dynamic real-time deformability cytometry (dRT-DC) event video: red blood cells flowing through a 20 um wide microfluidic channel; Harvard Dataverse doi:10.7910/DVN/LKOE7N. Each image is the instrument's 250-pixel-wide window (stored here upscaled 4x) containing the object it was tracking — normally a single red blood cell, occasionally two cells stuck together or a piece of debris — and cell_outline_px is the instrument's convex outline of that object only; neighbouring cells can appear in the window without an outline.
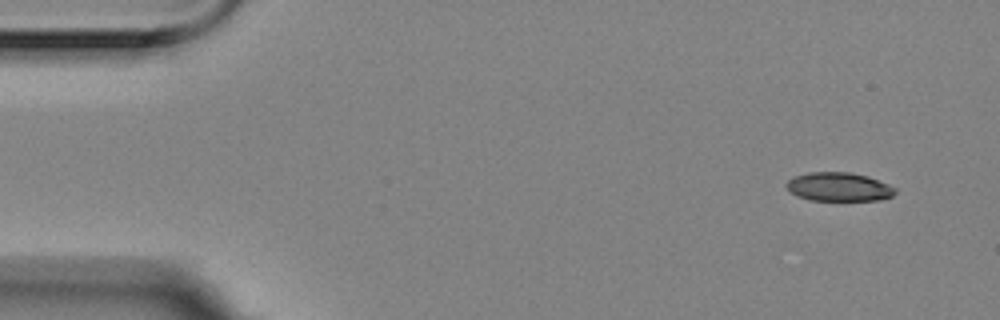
{"species": "Egyptian fruit bat (a non-hibernating species)", "species_latin": "Rousettus aegyptiacus", "temperature_condition": "room temperature", "stored_images_in_passage": 4, "camera_frame_rate_fps": 3000, "um_per_image_px": 0.085, "animal": {"sex": "female"}, "frame": {"image": 1, "passage_image": 1, "time_ms": 0.0, "image_size_px": [1000, 320], "cell_outline_px": [[896, 192], [892, 196], [880, 200], [808, 200], [796, 196], [784, 184], [792, 176], [808, 172], [848, 172], [868, 176], [888, 184], [896, 188]], "centroid_in_image_um": [71.28, 15.88], "position_along_channel_um": 13.7, "area_um2": 18.32}}
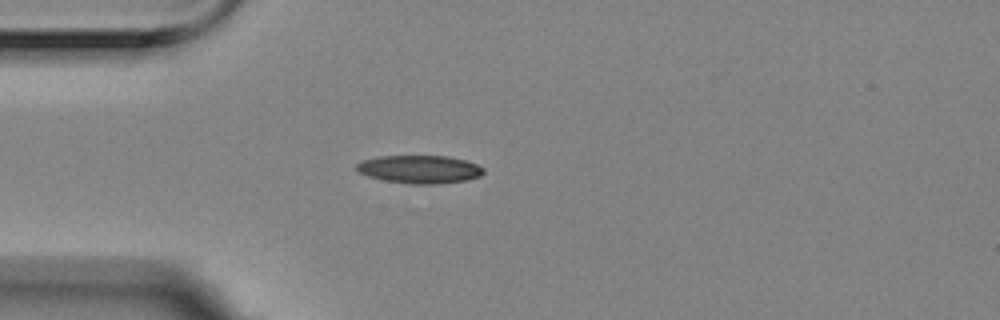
{"frame": {"image": 2, "passage_image": 4, "time_ms": 1.0, "image_size_px": [1000, 320], "cell_outline_px": [[484, 172], [480, 176], [464, 180], [432, 184], [412, 184], [384, 180], [368, 176], [356, 172], [356, 164], [364, 160], [380, 156], [448, 156], [464, 160], [476, 164], [484, 168]], "centroid_in_image_um": [35.64, 14.38], "position_along_channel_um": 49.4, "area_um2": 20.58}}